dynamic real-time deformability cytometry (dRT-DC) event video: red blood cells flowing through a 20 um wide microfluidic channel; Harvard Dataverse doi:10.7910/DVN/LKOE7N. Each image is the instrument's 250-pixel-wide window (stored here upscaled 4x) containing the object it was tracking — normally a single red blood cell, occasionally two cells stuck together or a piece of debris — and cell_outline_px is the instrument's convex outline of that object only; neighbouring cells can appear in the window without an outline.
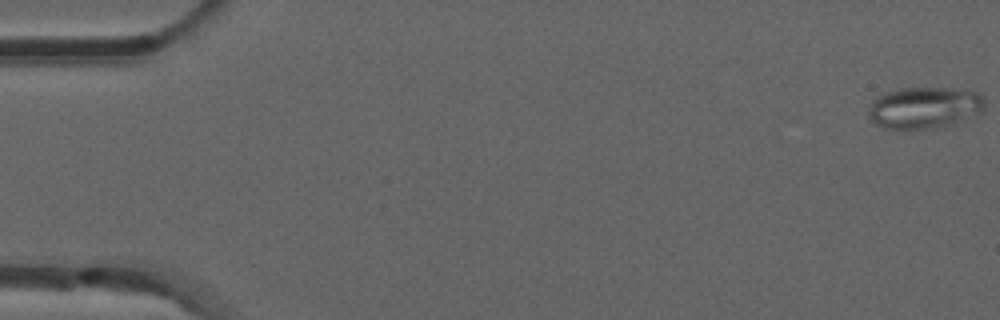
{"species": "common noctule bat (a hibernating species)", "species_latin": "Nyctalus noctula", "temperature_condition": "room temperature", "stored_images_in_passage": 49, "camera_frame_rate_fps": 3000, "um_per_image_px": 0.085, "animal": {"sex": "male", "forearm_length_mm": 52.5}, "frame": {"image": 1, "passage_image": 1, "time_ms": 0.0, "image_size_px": [1000, 320], "cell_outline_px": [[984, 108], [944, 128], [884, 128], [876, 124], [868, 116], [868, 108], [872, 100], [876, 96], [884, 92], [900, 88], [952, 88], [980, 92], [984, 96]], "centroid_in_image_um": [78.53, 9.13], "position_along_channel_um": 6.5, "area_um2": 28.15}}
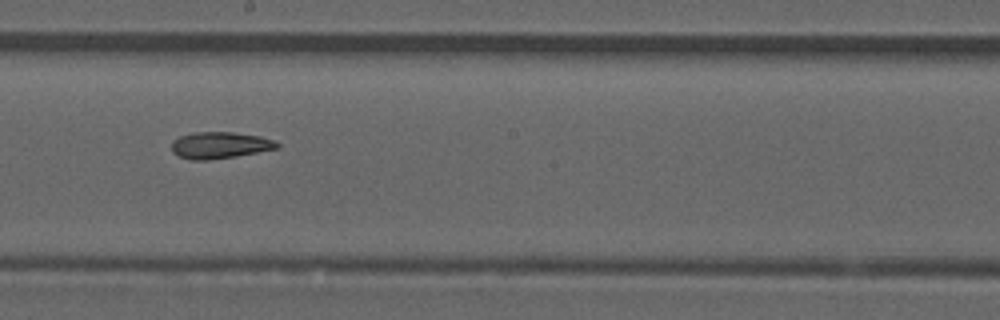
{"frame": {"image": 2, "passage_image": 30, "time_ms": 9.667, "image_size_px": [1000, 320], "cell_outline_px": [[280, 148], [236, 156], [208, 160], [192, 160], [180, 156], [172, 152], [172, 140], [180, 136], [196, 132], [232, 132], [260, 136], [276, 140], [280, 144]], "centroid_in_image_um": [18.72, 12.34], "position_along_channel_um": 229.5, "area_um2": 16.42}}
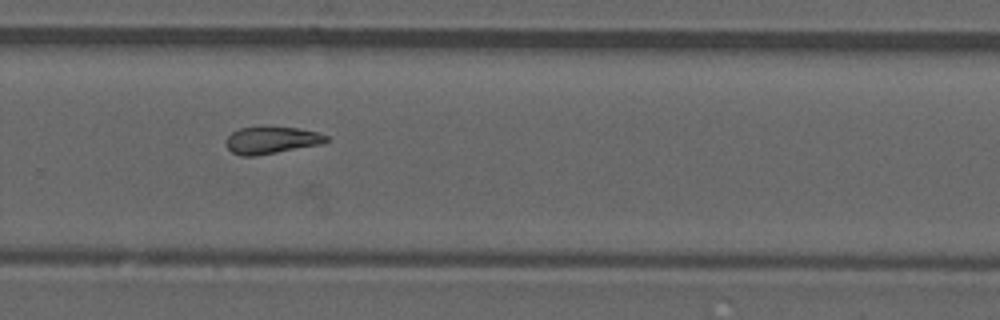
{"frame": {"image": 3, "passage_image": 36, "time_ms": 11.667, "image_size_px": [1000, 320], "cell_outline_px": [[328, 140], [320, 144], [256, 156], [240, 156], [232, 152], [224, 144], [224, 140], [232, 132], [240, 128], [296, 128], [316, 132], [328, 136]], "centroid_in_image_um": [23.01, 11.94], "position_along_channel_um": 306.8, "area_um2": 15.49}, "authors_computed_cell_mechanics": {"area_um2": 16.4152, "velocity_mm_per_s": 3.8737, "shape_relaxation_time_tau1_ms": null, "shape_relaxation_time_tau2_ms": 10.4889, "deformation_change_tau1": null, "deformation_change_tau2": 0.1783}}